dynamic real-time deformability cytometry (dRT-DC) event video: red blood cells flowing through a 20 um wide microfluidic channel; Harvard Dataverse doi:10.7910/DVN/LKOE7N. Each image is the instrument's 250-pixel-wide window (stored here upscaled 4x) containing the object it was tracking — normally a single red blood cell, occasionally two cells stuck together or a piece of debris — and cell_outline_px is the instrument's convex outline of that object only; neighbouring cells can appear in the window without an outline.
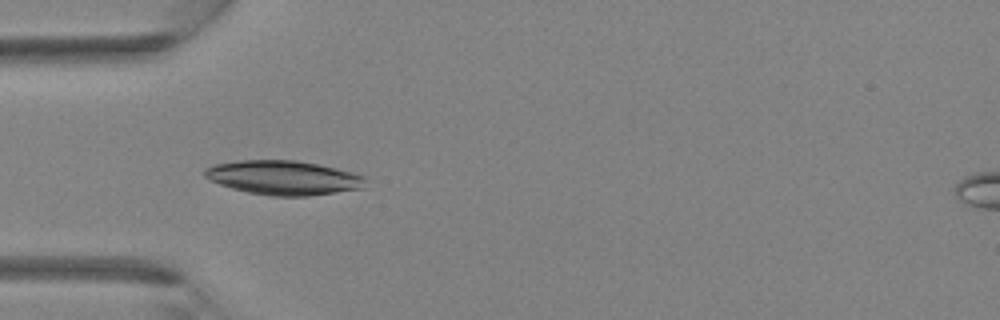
{"species": "Egyptian fruit bat (a non-hibernating species)", "species_latin": "Rousettus aegyptiacus", "temperature_condition": "room temperature", "stored_images_in_passage": 18, "camera_frame_rate_fps": 3000, "um_per_image_px": 0.085, "animal": {"sex": "female"}, "frame": {"image": 1, "passage_image": 3, "time_ms": 0.667, "image_size_px": [1000, 320], "cell_outline_px": [[368, 176], [364, 188], [308, 196], [272, 196], [248, 192], [232, 188], [220, 184], [204, 176], [204, 168], [212, 164], [236, 160], [296, 160], [320, 164]], "centroid_in_image_um": [24.12, 15.09], "position_along_channel_um": 60.9, "area_um2": 32.37}}
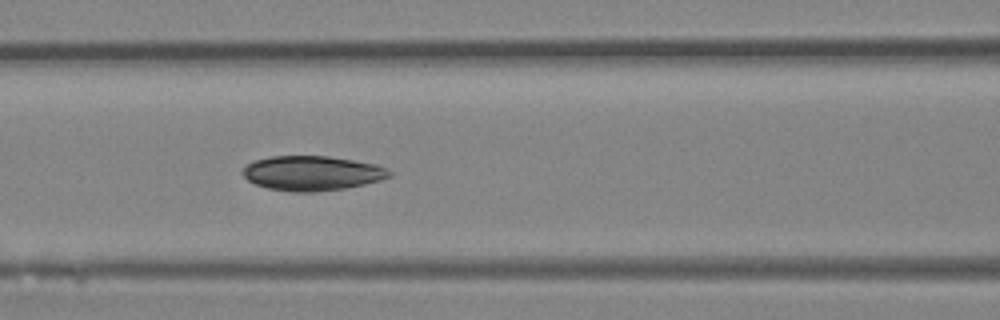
{"frame": {"image": 2, "passage_image": 8, "time_ms": 2.333, "image_size_px": [1000, 320], "cell_outline_px": [[392, 176], [380, 180], [364, 184], [344, 188], [316, 192], [292, 192], [268, 188], [256, 184], [248, 180], [240, 172], [244, 164], [252, 160], [272, 156], [328, 156], [376, 164], [388, 168], [392, 172]], "centroid_in_image_um": [26.5, 14.71], "position_along_channel_um": 140.1, "area_um2": 29.88}}
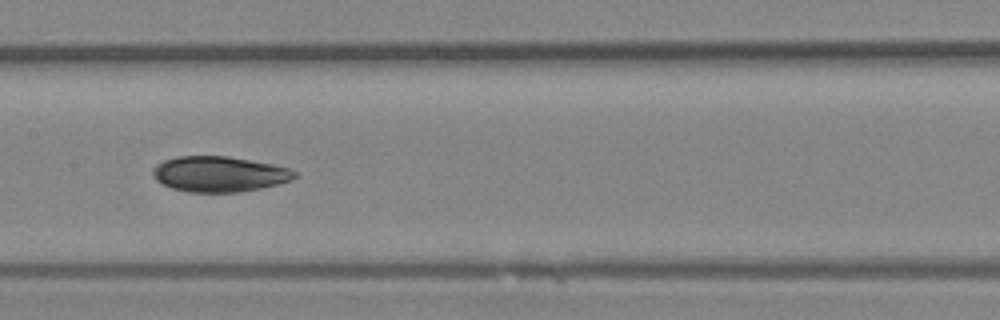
{"frame": {"image": 3, "passage_image": 11, "time_ms": 3.333, "image_size_px": [1000, 320], "cell_outline_px": [[296, 176], [292, 180], [260, 188], [240, 192], [188, 192], [172, 188], [156, 180], [152, 176], [152, 168], [156, 164], [164, 160], [176, 156], [228, 156], [272, 164], [288, 168], [296, 172]], "centroid_in_image_um": [18.6, 14.79], "position_along_channel_um": 188.8, "area_um2": 29.3}}